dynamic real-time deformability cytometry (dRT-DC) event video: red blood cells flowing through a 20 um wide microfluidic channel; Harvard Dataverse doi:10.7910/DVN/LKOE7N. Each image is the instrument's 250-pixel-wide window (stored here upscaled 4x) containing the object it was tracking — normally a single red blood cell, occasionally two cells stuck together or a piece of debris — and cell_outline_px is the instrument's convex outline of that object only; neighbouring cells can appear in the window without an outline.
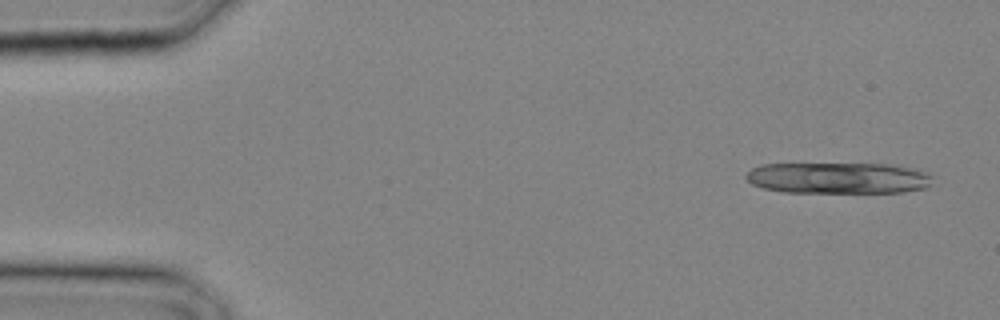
{"species": "common noctule bat (a hibernating species)", "species_latin": "Nyctalus noctula", "temperature_condition": "cold", "stored_images_in_passage": 15, "camera_frame_rate_fps": 3000, "um_per_image_px": 0.085, "animal": {"sex": "male", "body_mass_g": 20.4}, "frame": {"image": 1, "passage_image": 2, "time_ms": 0.333, "image_size_px": [1000, 320], "cell_outline_px": [[936, 176], [924, 188], [904, 192], [784, 192], [764, 188], [752, 184], [744, 176], [752, 168], [760, 164], [888, 164], [916, 168]], "centroid_in_image_um": [71.28, 15.12], "position_along_channel_um": 13.7, "area_um2": 34.04}}
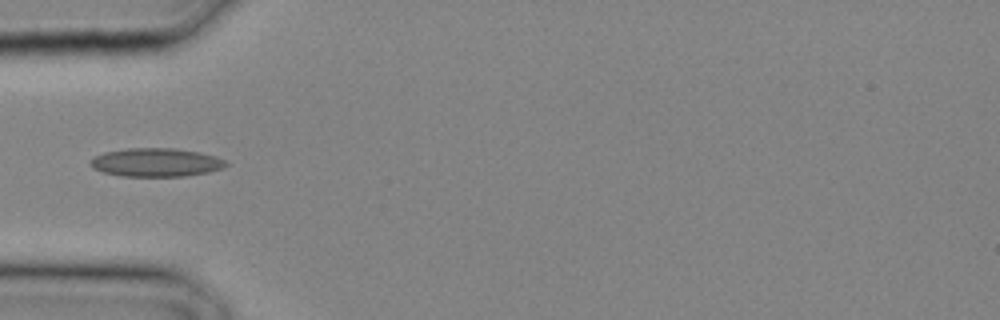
{"frame": {"image": 2, "passage_image": 10, "time_ms": 3.0, "image_size_px": [1000, 320], "cell_outline_px": [[228, 164], [224, 168], [208, 172], [184, 176], [124, 176], [104, 172], [92, 168], [92, 160], [96, 156], [104, 152], [128, 148], [176, 148], [200, 152], [216, 156], [224, 160]], "centroid_in_image_um": [13.31, 13.8], "position_along_channel_um": 71.7, "area_um2": 22.37}}
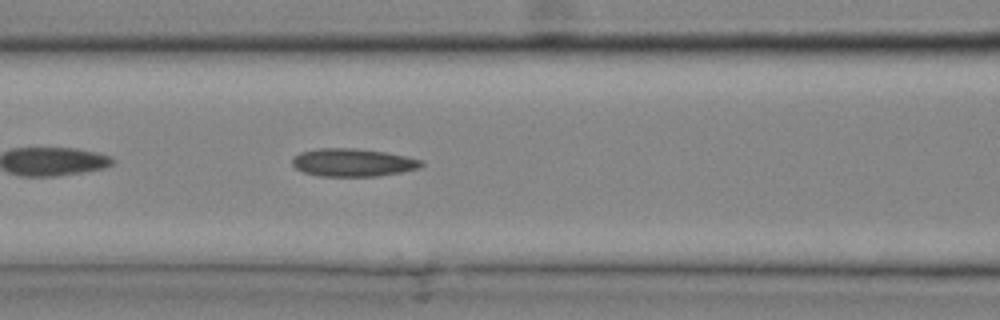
{"frame": {"image": 3, "passage_image": 13, "time_ms": 4.0, "image_size_px": [1000, 320], "cell_outline_px": [[424, 164], [420, 168], [400, 172], [376, 176], [320, 176], [304, 172], [296, 168], [292, 164], [292, 156], [300, 152], [316, 148], [352, 148], [388, 152], [408, 156], [424, 160]], "centroid_in_image_um": [30.01, 13.8], "position_along_channel_um": 136.6, "area_um2": 21.21}}